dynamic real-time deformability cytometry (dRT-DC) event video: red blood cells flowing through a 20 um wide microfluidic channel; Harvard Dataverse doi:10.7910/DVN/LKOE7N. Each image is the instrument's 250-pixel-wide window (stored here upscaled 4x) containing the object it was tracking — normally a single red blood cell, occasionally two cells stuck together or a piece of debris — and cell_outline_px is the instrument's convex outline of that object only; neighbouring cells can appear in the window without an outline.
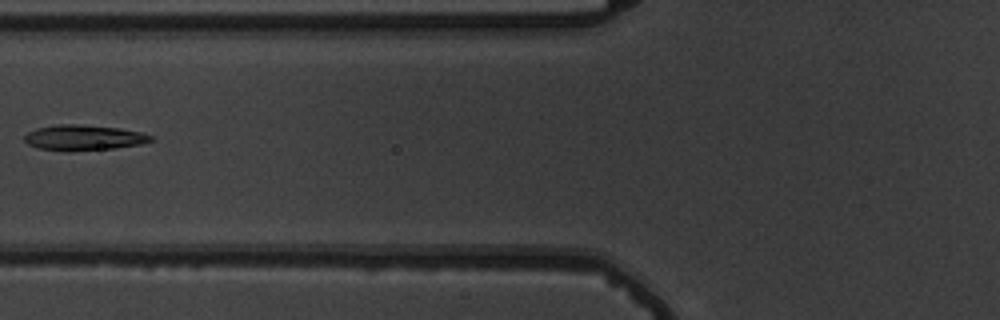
{"species": "common noctule bat (a hibernating species)", "species_latin": "Nyctalus noctula", "temperature_condition": "warm", "stored_images_in_passage": 7, "camera_frame_rate_fps": 3000, "um_per_image_px": 0.085, "animal": {"sex": "male", "body_mass_g": 19.5, "forearm_length_mm": 54.6}, "frame": {"image": 1, "passage_image": 3, "time_ms": 2.333, "image_size_px": [1000, 320], "cell_outline_px": [[156, 140], [140, 144], [116, 148], [36, 148], [28, 144], [24, 140], [24, 136], [28, 132], [36, 128], [56, 124], [80, 124], [120, 128], [140, 132], [152, 136]], "centroid_in_image_um": [7.15, 11.64], "position_along_channel_um": 118.6, "area_um2": 17.92}}
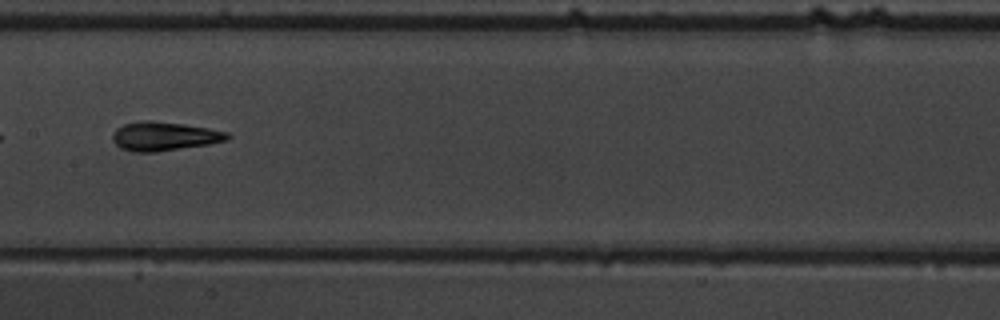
{"frame": {"image": 2, "passage_image": 5, "time_ms": 4.333, "image_size_px": [1000, 320], "cell_outline_px": [[232, 136], [228, 140], [208, 144], [156, 152], [132, 152], [120, 148], [112, 140], [112, 136], [116, 128], [124, 124], [144, 120], [152, 120], [184, 124], [208, 128], [228, 132]], "centroid_in_image_um": [13.95, 11.58], "position_along_channel_um": 193.4, "area_um2": 19.42}}
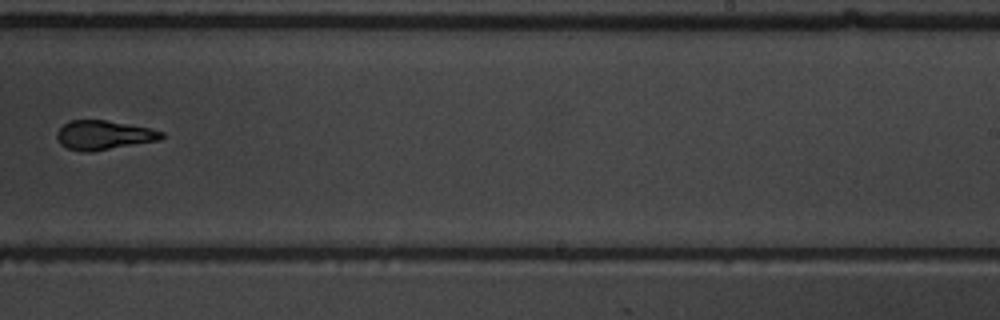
{"frame": {"image": 3, "passage_image": 7, "time_ms": 6.667, "image_size_px": [1000, 320], "cell_outline_px": [[164, 136], [160, 140], [92, 152], [84, 152], [68, 148], [60, 144], [56, 136], [56, 132], [64, 124], [72, 120], [104, 120], [148, 128], [164, 132]], "centroid_in_image_um": [8.8, 11.49], "position_along_channel_um": 280.2, "area_um2": 17.69}}